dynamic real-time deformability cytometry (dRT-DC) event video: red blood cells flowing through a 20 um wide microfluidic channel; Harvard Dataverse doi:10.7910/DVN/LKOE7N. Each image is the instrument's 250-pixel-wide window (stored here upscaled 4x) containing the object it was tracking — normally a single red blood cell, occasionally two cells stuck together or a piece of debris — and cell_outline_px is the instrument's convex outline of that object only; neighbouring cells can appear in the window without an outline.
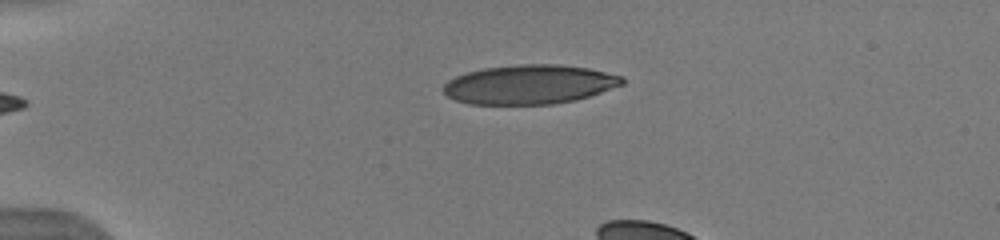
{"species": "human", "species_latin": "Homo sapiens", "temperature_condition": "warm", "stored_images_in_passage": 12, "camera_frame_rate_fps": 3000, "um_per_image_px": 0.085, "donor": {"sex": "male"}, "frame": {"image": 1, "passage_image": 1, "time_ms": 0.0, "image_size_px": [1000, 240], "cell_outline_px": [[624, 84], [576, 100], [552, 104], [468, 104], [456, 100], [448, 96], [444, 92], [444, 84], [448, 80], [456, 76], [468, 72], [484, 68], [516, 64], [556, 64], [588, 68], [624, 76]], "centroid_in_image_um": [45.01, 7.17], "position_along_channel_um": 40.0, "area_um2": 40.81}}